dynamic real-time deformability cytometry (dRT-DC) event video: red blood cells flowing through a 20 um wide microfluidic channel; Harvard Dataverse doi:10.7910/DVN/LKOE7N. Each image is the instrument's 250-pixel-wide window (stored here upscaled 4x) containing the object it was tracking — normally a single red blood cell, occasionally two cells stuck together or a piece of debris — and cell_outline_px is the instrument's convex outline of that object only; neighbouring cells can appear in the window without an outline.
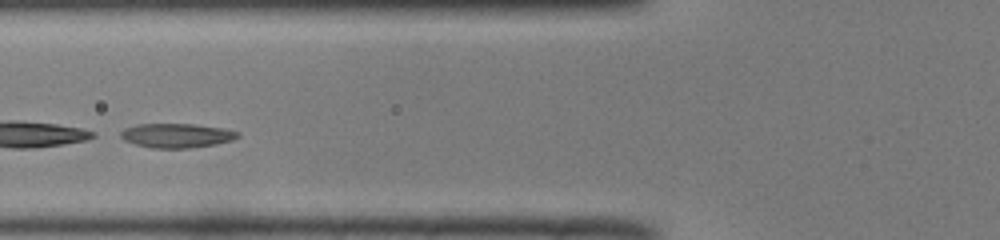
{"species": "common noctule bat (a hibernating species)", "species_latin": "Nyctalus noctula", "temperature_condition": "room temperature", "stored_images_in_passage": 36, "camera_frame_rate_fps": 3000, "um_per_image_px": 0.085, "animal": {"sex": "male", "body_mass_g": 19.0, "forearm_length_mm": 50.8}, "frame": {"image": 1, "passage_image": 6, "time_ms": 1.667, "image_size_px": [1000, 240], "cell_outline_px": [[240, 136], [232, 140], [216, 144], [188, 148], [152, 148], [136, 144], [124, 140], [120, 136], [120, 132], [124, 128], [136, 124], [196, 124], [224, 128], [240, 132]], "centroid_in_image_um": [15.02, 11.51], "position_along_channel_um": 110.8, "area_um2": 16.65}, "authors_computed_cell_mechanics": {"area_um2": 16.3285, "velocity_mm_per_s": 3.9648, "shape_relaxation_time_tau1_ms": 5.4081, "shape_relaxation_time_tau2_ms": 1.6805, "deformation_change_tau1": 0.1629, "deformation_change_tau2": 0.0642}}